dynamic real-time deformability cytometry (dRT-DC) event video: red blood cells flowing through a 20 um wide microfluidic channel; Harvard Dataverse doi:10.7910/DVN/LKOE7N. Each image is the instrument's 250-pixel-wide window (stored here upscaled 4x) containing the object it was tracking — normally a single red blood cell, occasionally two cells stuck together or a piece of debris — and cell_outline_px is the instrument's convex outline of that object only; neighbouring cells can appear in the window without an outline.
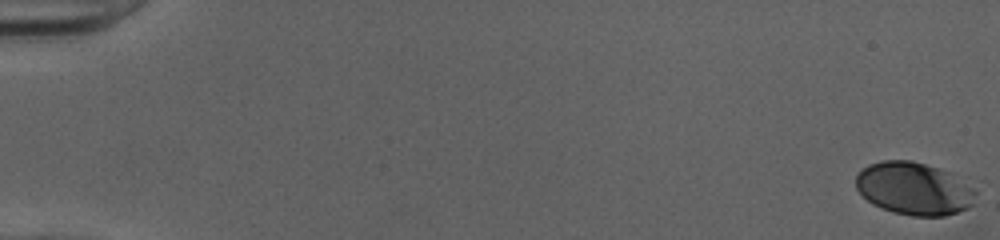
{"species": "human", "species_latin": "Homo sapiens", "temperature_condition": "cold", "stored_images_in_passage": 52, "camera_frame_rate_fps": 3000, "um_per_image_px": 0.085, "donor": {"sex": "female"}, "frame": {"image": 1, "passage_image": 1, "time_ms": 0.0, "image_size_px": [1000, 240], "cell_outline_px": [[984, 180], [976, 204], [968, 208], [944, 216], [912, 216], [892, 212], [872, 204], [856, 188], [856, 172], [868, 164], [880, 160], [912, 160]], "centroid_in_image_um": [77.95, 15.99], "position_along_channel_um": 7.1, "area_um2": 39.3}}
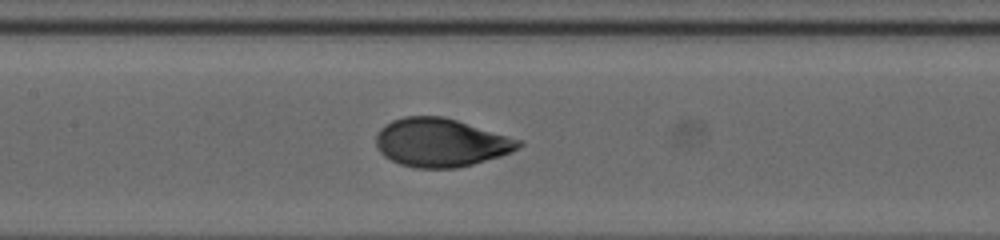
{"frame": {"image": 2, "passage_image": 27, "time_ms": 8.667, "image_size_px": [1000, 240], "cell_outline_px": [[524, 144], [512, 152], [500, 156], [472, 164], [456, 168], [416, 168], [400, 164], [384, 156], [380, 152], [376, 144], [376, 136], [380, 128], [384, 124], [392, 120], [404, 116], [444, 116], [524, 140]], "centroid_in_image_um": [37.49, 12.11], "position_along_channel_um": 169.9, "area_um2": 40.46}}
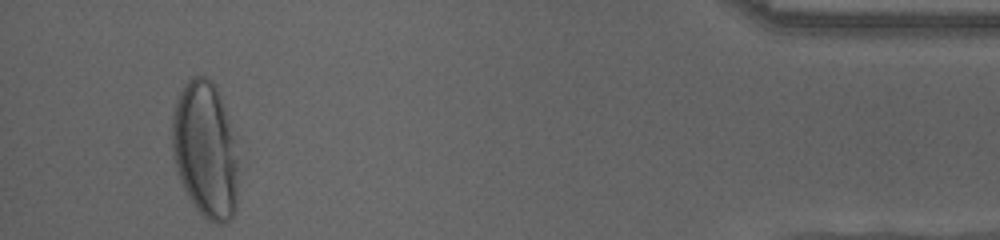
{"frame": {"image": 3, "passage_image": 50, "time_ms": 16.333, "image_size_px": [1000, 240], "cell_outline_px": [[236, 208], [232, 216], [224, 224], [216, 224], [208, 220], [192, 204], [180, 180], [176, 168], [172, 148], [172, 116], [180, 92], [184, 84], [192, 76], [204, 76], [212, 80], [216, 84], [224, 108], [232, 136], [236, 160]], "centroid_in_image_um": [17.42, 12.74], "position_along_channel_um": 417.8, "area_um2": 51.85}, "authors_computed_cell_mechanics": {"area_um2": 39.7375, "velocity_mm_per_s": 4.019, "shape_relaxation_time_tau1_ms": 3.0857, "shape_relaxation_time_tau2_ms": null, "deformation_change_tau1": 0.1697, "deformation_change_tau2": null}}